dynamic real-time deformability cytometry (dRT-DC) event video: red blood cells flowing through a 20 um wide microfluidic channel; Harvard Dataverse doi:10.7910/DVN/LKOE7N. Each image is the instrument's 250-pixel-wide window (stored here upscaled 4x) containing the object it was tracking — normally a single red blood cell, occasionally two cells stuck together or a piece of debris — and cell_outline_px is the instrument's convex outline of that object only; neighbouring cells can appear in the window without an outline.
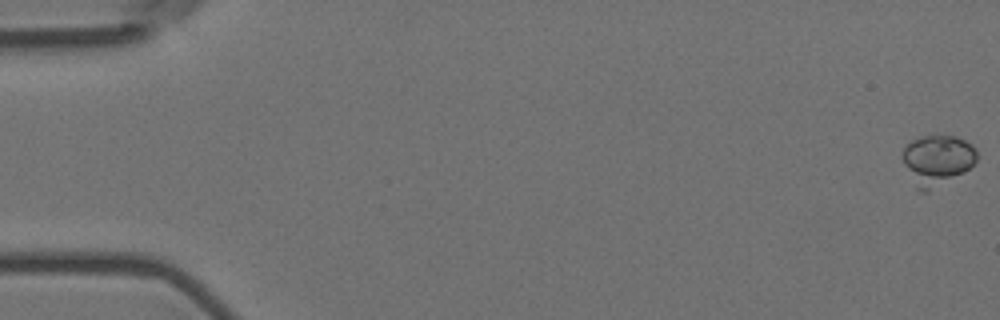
{"species": "Egyptian fruit bat (a non-hibernating species)", "species_latin": "Rousettus aegyptiacus", "temperature_condition": "room temperature", "stored_images_in_passage": 57, "camera_frame_rate_fps": 3000, "um_per_image_px": 0.085, "animal": {"sex": "female"}, "frame": {"image": 1, "passage_image": 1, "time_ms": 0.0, "image_size_px": [1000, 320], "cell_outline_px": [[976, 160], [964, 172], [928, 192], [920, 192], [916, 188], [900, 156], [904, 148], [912, 140], [920, 136], [956, 136], [972, 144], [976, 152]], "centroid_in_image_um": [79.63, 13.61], "position_along_channel_um": 5.4, "area_um2": 21.68}}
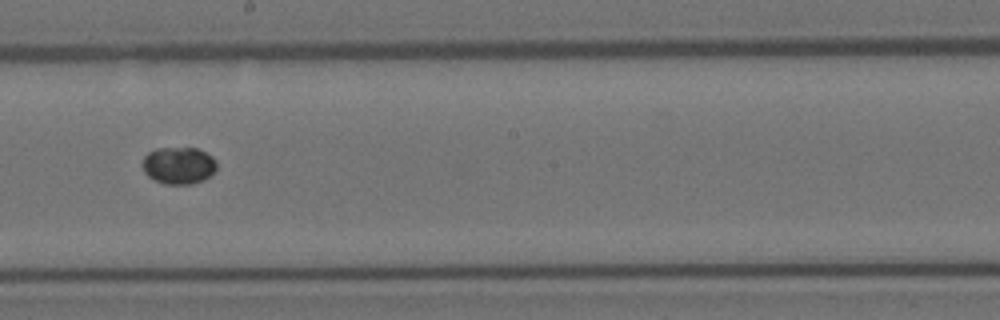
{"frame": {"image": 2, "passage_image": 33, "time_ms": 10.667, "image_size_px": [1000, 320], "cell_outline_px": [[216, 168], [204, 180], [192, 184], [164, 184], [148, 176], [144, 172], [144, 156], [148, 152], [156, 148], [196, 148], [212, 156], [216, 160]], "centroid_in_image_um": [15.19, 14.06], "position_along_channel_um": 233.0, "area_um2": 15.9}}
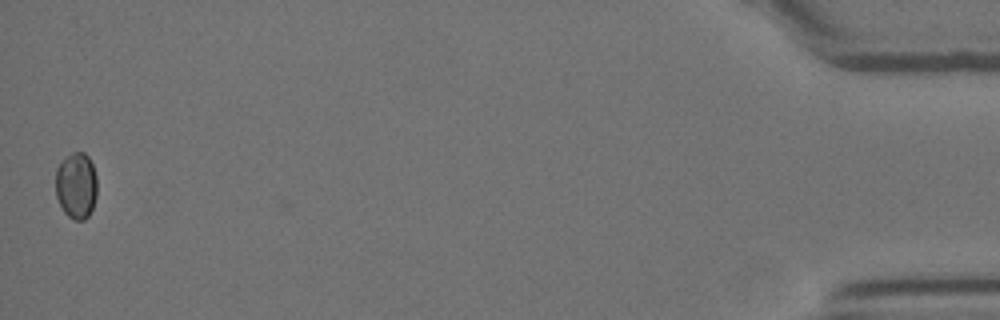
{"frame": {"image": 3, "passage_image": 57, "time_ms": 18.667, "image_size_px": [1000, 320], "cell_outline_px": [[96, 196], [92, 208], [88, 216], [84, 220], [72, 220], [64, 212], [56, 196], [56, 168], [64, 156], [72, 152], [84, 152], [88, 156], [92, 164], [96, 176]], "centroid_in_image_um": [6.47, 15.75], "position_along_channel_um": 428.7, "area_um2": 16.18}}